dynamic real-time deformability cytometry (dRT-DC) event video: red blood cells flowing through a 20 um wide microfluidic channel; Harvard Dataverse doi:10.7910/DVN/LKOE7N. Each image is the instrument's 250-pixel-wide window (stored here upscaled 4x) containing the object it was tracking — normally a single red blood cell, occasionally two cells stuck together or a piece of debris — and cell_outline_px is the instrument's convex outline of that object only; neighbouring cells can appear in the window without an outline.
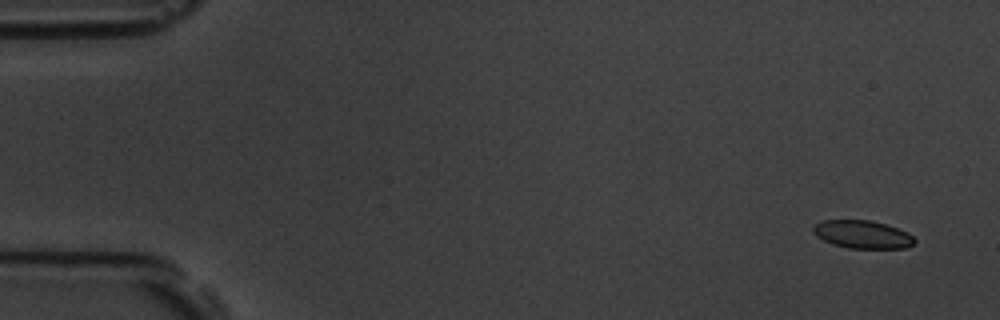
{"species": "common noctule bat (a hibernating species)", "species_latin": "Nyctalus noctula", "temperature_condition": "room temperature", "stored_images_in_passage": 4, "camera_frame_rate_fps": 3000, "um_per_image_px": 0.085, "animal": {"sex": "male", "body_mass_g": 19.5, "forearm_length_mm": 54.6}, "frame": {"image": 1, "passage_image": 1, "time_ms": 0.0, "image_size_px": [1000, 320], "cell_outline_px": [[916, 240], [908, 248], [848, 248], [832, 244], [816, 236], [812, 232], [812, 228], [820, 220], [868, 220], [884, 224], [908, 232]], "centroid_in_image_um": [73.28, 19.93], "position_along_channel_um": 11.7, "area_um2": 16.47}}